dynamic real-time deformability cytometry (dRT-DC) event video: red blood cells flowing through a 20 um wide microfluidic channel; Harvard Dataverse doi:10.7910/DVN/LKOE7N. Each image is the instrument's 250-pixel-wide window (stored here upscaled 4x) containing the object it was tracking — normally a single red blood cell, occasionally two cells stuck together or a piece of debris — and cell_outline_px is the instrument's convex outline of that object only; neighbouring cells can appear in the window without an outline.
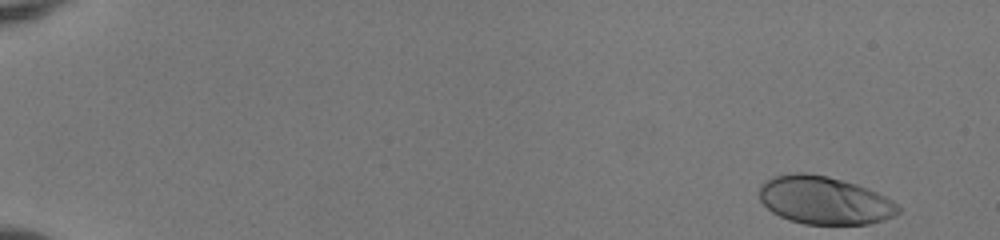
{"species": "human", "species_latin": "Homo sapiens", "temperature_condition": "room temperature", "stored_images_in_passage": 50, "camera_frame_rate_fps": 3000, "um_per_image_px": 0.085, "donor": {"sex": "female"}, "frame": {"image": 1, "passage_image": 1, "time_ms": 0.0, "image_size_px": [1000, 240], "cell_outline_px": [[900, 212], [892, 216], [868, 224], [804, 224], [788, 220], [772, 212], [760, 200], [760, 188], [768, 180], [776, 176], [796, 172], [808, 172], [828, 176], [856, 184], [876, 192], [892, 200], [900, 208]], "centroid_in_image_um": [70.07, 17.03], "position_along_channel_um": 14.9, "area_um2": 38.44}}
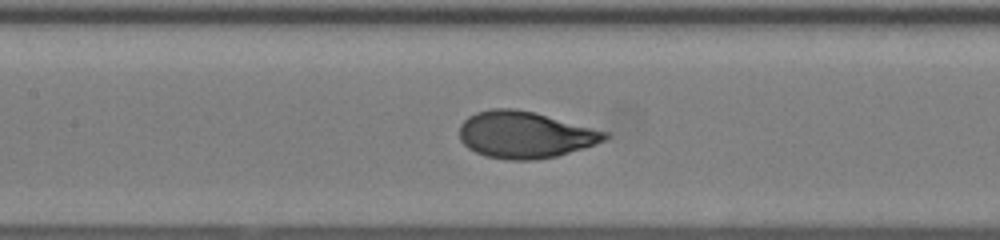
{"frame": {"image": 2, "passage_image": 25, "time_ms": 8.0, "image_size_px": [1000, 240], "cell_outline_px": [[608, 136], [604, 140], [596, 144], [584, 148], [556, 156], [536, 160], [508, 160], [484, 156], [468, 148], [460, 140], [460, 124], [468, 116], [476, 112], [492, 108], [516, 108], [536, 112], [608, 132]], "centroid_in_image_um": [44.6, 11.45], "position_along_channel_um": 162.8, "area_um2": 39.77}}
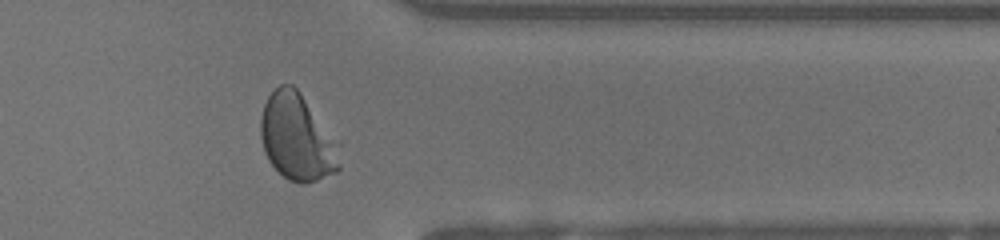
{"frame": {"image": 3, "passage_image": 42, "time_ms": 13.667, "image_size_px": [1000, 240], "cell_outline_px": [[340, 168], [336, 172], [316, 180], [304, 184], [300, 184], [288, 180], [268, 160], [264, 152], [260, 136], [260, 120], [264, 104], [268, 96], [280, 84], [292, 84], [300, 92], [340, 164]], "centroid_in_image_um": [25.07, 11.71], "position_along_channel_um": 386.3, "area_um2": 37.17}, "authors_computed_cell_mechanics": {"area_um2": 38.7838, "velocity_mm_per_s": 4.0052, "shape_relaxation_time_tau1_ms": 2.5319, "shape_relaxation_time_tau2_ms": null, "deformation_change_tau1": 0.1829, "deformation_change_tau2": null}}